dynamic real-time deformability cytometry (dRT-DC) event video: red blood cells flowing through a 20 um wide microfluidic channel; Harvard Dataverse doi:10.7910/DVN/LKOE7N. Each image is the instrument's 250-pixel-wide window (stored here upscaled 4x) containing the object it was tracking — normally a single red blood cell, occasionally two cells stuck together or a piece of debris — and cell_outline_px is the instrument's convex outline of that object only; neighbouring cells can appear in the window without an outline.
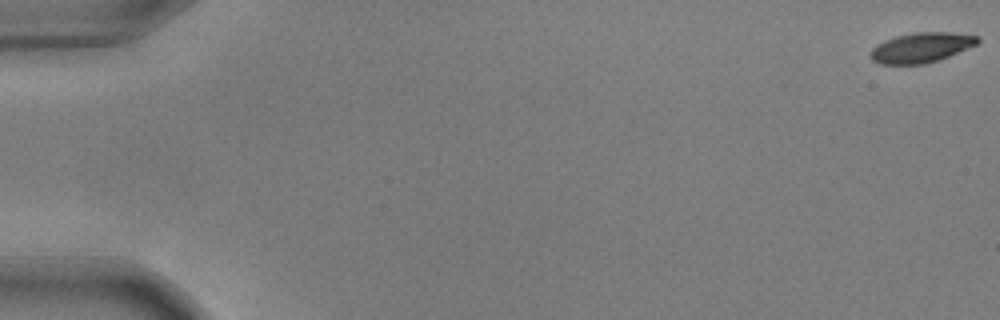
{"species": "common noctule bat (a hibernating species)", "species_latin": "Nyctalus noctula", "temperature_condition": "warm", "stored_images_in_passage": 55, "camera_frame_rate_fps": 3000, "um_per_image_px": 0.085, "animal": {"sex": "male", "body_mass_g": 17.9, "forearm_length_mm": 54.2}, "frame": {"image": 1, "passage_image": 1, "time_ms": 0.0, "image_size_px": [1000, 320], "cell_outline_px": [[980, 40], [976, 44], [968, 48], [940, 60], [924, 64], [880, 64], [872, 60], [868, 56], [872, 48], [876, 44], [884, 40], [896, 36], [916, 32], [952, 32], [980, 36]], "centroid_in_image_um": [78.29, 4.04], "position_along_channel_um": 6.7, "area_um2": 18.9}}
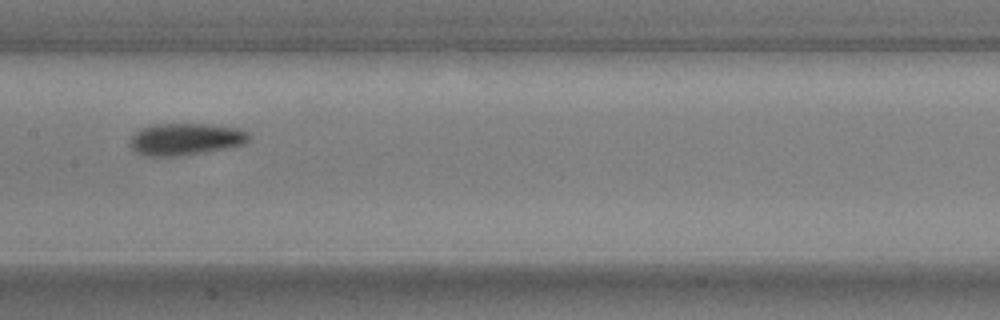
{"frame": {"image": 2, "passage_image": 29, "time_ms": 9.333, "image_size_px": [1000, 320], "cell_outline_px": [[252, 140], [236, 148], [180, 156], [144, 156], [136, 152], [128, 144], [132, 136], [140, 128], [152, 124], [204, 124], [236, 128], [248, 132]], "centroid_in_image_um": [15.81, 11.85], "position_along_channel_um": 191.6, "area_um2": 22.66}}
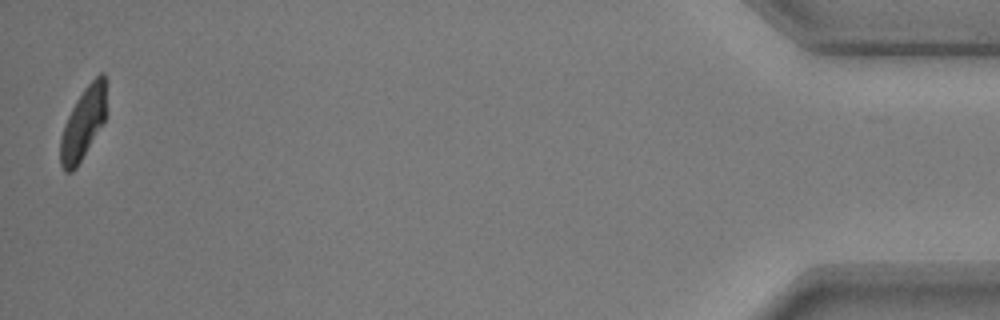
{"frame": {"image": 3, "passage_image": 55, "time_ms": 18.0, "image_size_px": [1000, 320], "cell_outline_px": [[104, 120], [76, 168], [72, 172], [64, 172], [60, 164], [60, 136], [64, 124], [76, 100], [84, 88], [100, 72], [104, 72]], "centroid_in_image_um": [7.01, 10.53], "position_along_channel_um": 428.2, "area_um2": 18.61}, "authors_computed_cell_mechanics": {"area_um2": 20.9236, "velocity_mm_per_s": 3.7269, "shape_relaxation_time_tau1_ms": 2.7036, "shape_relaxation_time_tau2_ms": 1.6308, "deformation_change_tau1": 0.1643, "deformation_change_tau2": 0.0701}}